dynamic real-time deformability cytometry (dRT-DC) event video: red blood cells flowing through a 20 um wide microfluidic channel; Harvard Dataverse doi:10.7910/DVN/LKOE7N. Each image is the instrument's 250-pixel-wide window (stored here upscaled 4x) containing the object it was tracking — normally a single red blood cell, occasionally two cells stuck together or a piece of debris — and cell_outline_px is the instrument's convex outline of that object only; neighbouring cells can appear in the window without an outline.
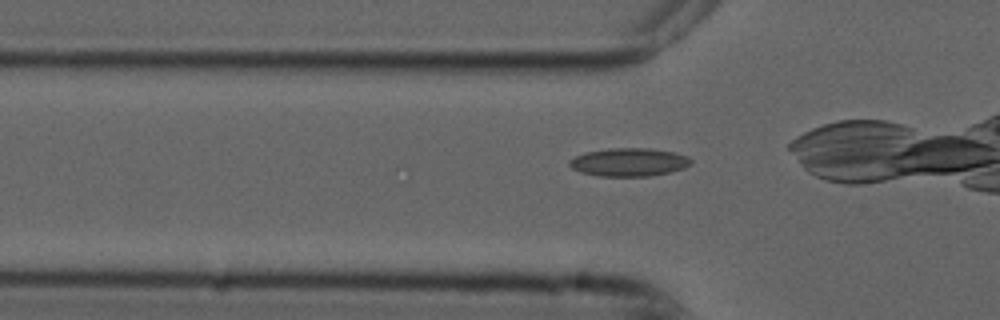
{"species": "common noctule bat (a hibernating species)", "species_latin": "Nyctalus noctula", "temperature_condition": "cold", "stored_images_in_passage": 14, "camera_frame_rate_fps": 3000, "um_per_image_px": 0.085, "animal": {"sex": "male", "forearm_length_mm": 52.5}, "frame": {"image": 1, "passage_image": 8, "time_ms": 2.333, "image_size_px": [1000, 320], "cell_outline_px": [[692, 164], [684, 168], [668, 172], [648, 176], [600, 176], [580, 172], [572, 168], [568, 164], [568, 160], [584, 152], [608, 148], [652, 148], [676, 152], [688, 156], [692, 160]], "centroid_in_image_um": [53.47, 13.77], "position_along_channel_um": 72.3, "area_um2": 20.17}}